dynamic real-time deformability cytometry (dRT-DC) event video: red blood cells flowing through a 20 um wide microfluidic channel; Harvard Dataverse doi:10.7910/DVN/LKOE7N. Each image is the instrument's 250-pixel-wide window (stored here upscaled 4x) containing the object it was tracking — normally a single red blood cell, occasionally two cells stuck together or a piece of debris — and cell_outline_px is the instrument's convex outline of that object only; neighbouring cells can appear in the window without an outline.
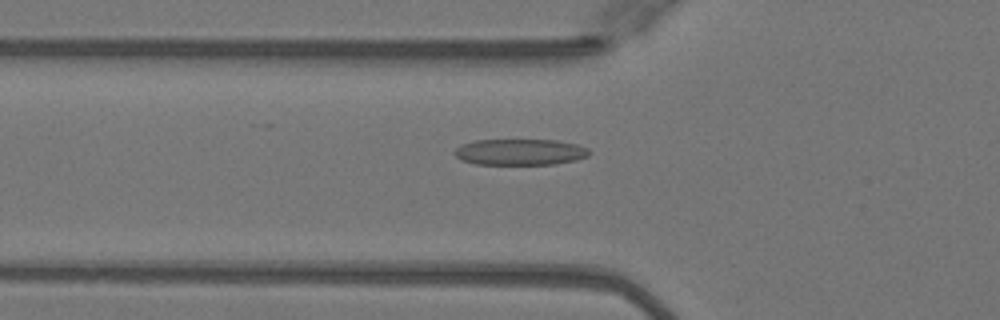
{"species": "Egyptian fruit bat (a non-hibernating species)", "species_latin": "Rousettus aegyptiacus", "temperature_condition": "warm", "stored_images_in_passage": 46, "camera_frame_rate_fps": 3000, "um_per_image_px": 0.085, "animal": {"sex": "female"}, "frame": {"image": 1, "passage_image": 17, "time_ms": 5.333, "image_size_px": [1000, 320], "cell_outline_px": [[592, 152], [588, 156], [576, 160], [556, 164], [476, 164], [464, 160], [456, 156], [452, 152], [460, 144], [476, 140], [556, 140], [576, 144], [588, 148]], "centroid_in_image_um": [44.22, 12.92], "position_along_channel_um": 81.6, "area_um2": 20.58}}
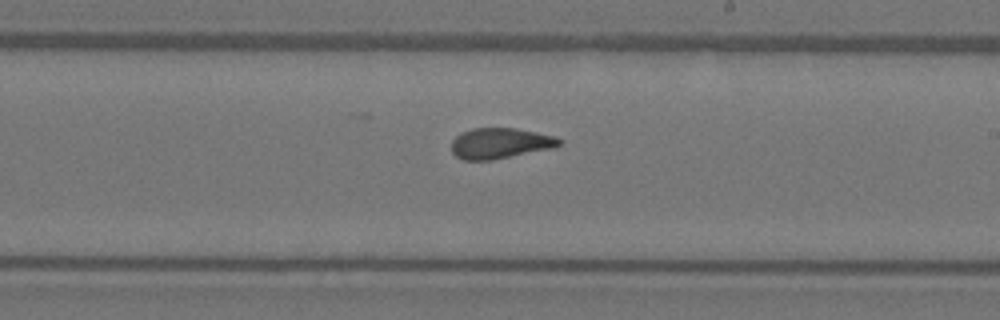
{"frame": {"image": 2, "passage_image": 29, "time_ms": 9.333, "image_size_px": [1000, 320], "cell_outline_px": [[560, 144], [552, 148], [492, 160], [464, 160], [456, 156], [452, 152], [452, 140], [460, 132], [472, 128], [516, 128], [556, 136], [560, 140]], "centroid_in_image_um": [42.48, 12.17], "position_along_channel_um": 246.5, "area_um2": 19.19}}
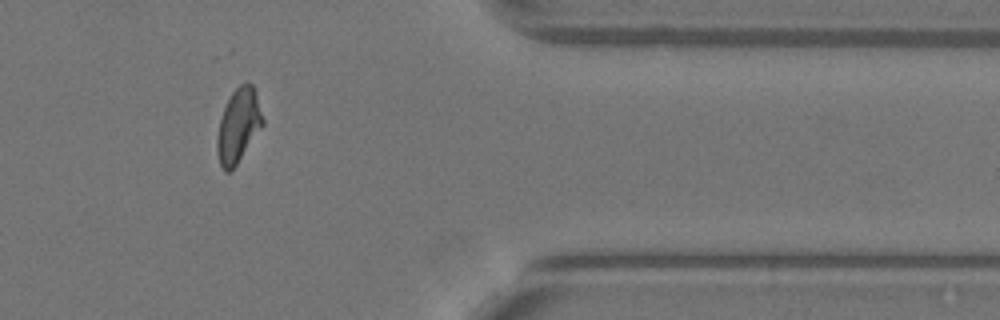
{"frame": {"image": 3, "passage_image": 41, "time_ms": 13.333, "image_size_px": [1000, 320], "cell_outline_px": [[264, 124], [236, 164], [228, 172], [224, 172], [220, 164], [216, 152], [216, 140], [220, 120], [224, 108], [232, 92], [240, 84], [252, 84], [256, 92], [264, 120]], "centroid_in_image_um": [20.26, 10.68], "position_along_channel_um": 391.1, "area_um2": 19.36}, "authors_computed_cell_mechanics": {"area_um2": 20.0855, "velocity_mm_per_s": 4.096, "shape_relaxation_time_tau1_ms": 5.2223, "shape_relaxation_time_tau2_ms": 1.1728, "deformation_change_tau1": 0.2031, "deformation_change_tau2": 0.0924}}